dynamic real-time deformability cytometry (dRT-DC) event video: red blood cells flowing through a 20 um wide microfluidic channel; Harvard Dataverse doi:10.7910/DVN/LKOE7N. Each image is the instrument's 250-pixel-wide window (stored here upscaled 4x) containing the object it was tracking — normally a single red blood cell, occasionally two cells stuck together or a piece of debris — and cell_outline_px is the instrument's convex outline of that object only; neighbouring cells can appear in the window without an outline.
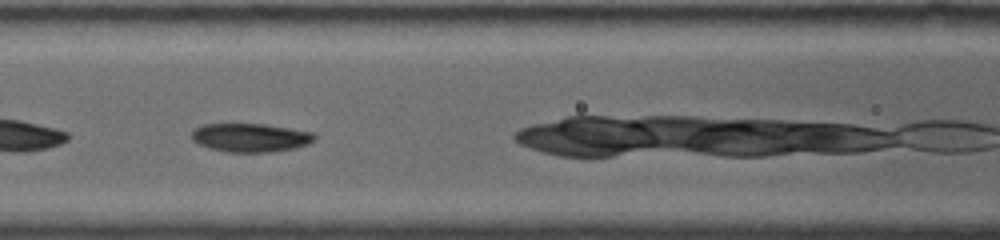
{"species": "common noctule bat (a hibernating species)", "species_latin": "Nyctalus noctula", "temperature_condition": "warm", "stored_images_in_passage": 12, "camera_frame_rate_fps": 5000, "um_per_image_px": 0.085, "animal": {"sex": "female", "body_mass_g": 19.0, "forearm_length_mm": 53.3}, "frame": {"image": 1, "passage_image": 7, "time_ms": 2.8, "image_size_px": [1000, 240], "cell_outline_px": [[316, 140], [308, 144], [296, 148], [272, 152], [224, 152], [208, 148], [192, 140], [192, 132], [196, 128], [204, 124], [264, 124], [312, 132], [316, 136]], "centroid_in_image_um": [21.3, 11.71], "position_along_channel_um": 145.3, "area_um2": 20.52}}